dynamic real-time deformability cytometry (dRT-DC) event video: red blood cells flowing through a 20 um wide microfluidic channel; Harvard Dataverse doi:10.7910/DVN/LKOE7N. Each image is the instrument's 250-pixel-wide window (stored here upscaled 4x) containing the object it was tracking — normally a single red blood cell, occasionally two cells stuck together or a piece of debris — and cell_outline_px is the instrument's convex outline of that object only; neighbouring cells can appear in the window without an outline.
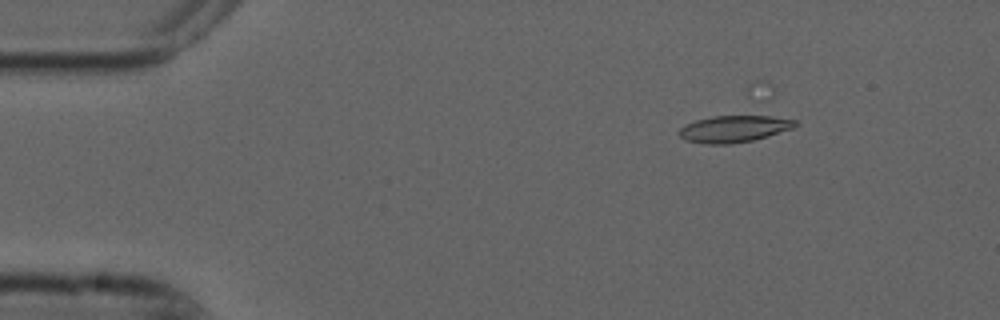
{"species": "common noctule bat (a hibernating species)", "species_latin": "Nyctalus noctula", "temperature_condition": "cold", "stored_images_in_passage": 4, "camera_frame_rate_fps": 3000, "um_per_image_px": 0.085, "animal": {"sex": "male", "forearm_length_mm": 52.5}, "frame": {"image": 1, "passage_image": 1, "time_ms": 0.0, "image_size_px": [1000, 320], "cell_outline_px": [[800, 124], [792, 128], [768, 136], [752, 140], [732, 144], [708, 144], [688, 140], [680, 136], [680, 128], [696, 120], [712, 116], [772, 116], [796, 120]], "centroid_in_image_um": [62.44, 10.95], "position_along_channel_um": 22.6, "area_um2": 17.86}}